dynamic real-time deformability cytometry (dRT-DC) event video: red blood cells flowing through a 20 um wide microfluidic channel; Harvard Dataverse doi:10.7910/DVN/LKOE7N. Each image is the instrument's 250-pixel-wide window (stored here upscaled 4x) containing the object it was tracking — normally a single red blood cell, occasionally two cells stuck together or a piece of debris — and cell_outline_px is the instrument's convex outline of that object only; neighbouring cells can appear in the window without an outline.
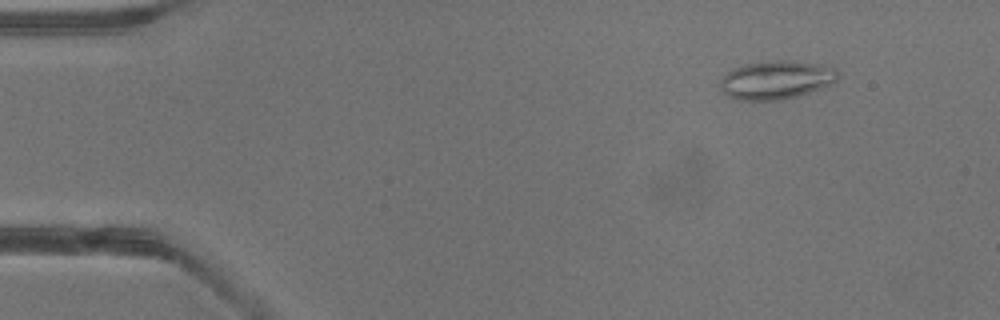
{"species": "common noctule bat (a hibernating species)", "species_latin": "Nyctalus noctula", "temperature_condition": "warm", "stored_images_in_passage": 4, "camera_frame_rate_fps": 3000, "um_per_image_px": 0.085, "animal": {"sex": "male", "body_mass_g": 13.3}, "frame": {"image": 1, "passage_image": 2, "time_ms": 0.333, "image_size_px": [1000, 320], "cell_outline_px": [[840, 76], [832, 84], [796, 96], [780, 100], [740, 100], [728, 96], [720, 88], [720, 80], [732, 68], [744, 64], [776, 60], [792, 60], [816, 64], [836, 68], [840, 72]], "centroid_in_image_um": [65.99, 6.78], "position_along_channel_um": 19.0, "area_um2": 26.36}}